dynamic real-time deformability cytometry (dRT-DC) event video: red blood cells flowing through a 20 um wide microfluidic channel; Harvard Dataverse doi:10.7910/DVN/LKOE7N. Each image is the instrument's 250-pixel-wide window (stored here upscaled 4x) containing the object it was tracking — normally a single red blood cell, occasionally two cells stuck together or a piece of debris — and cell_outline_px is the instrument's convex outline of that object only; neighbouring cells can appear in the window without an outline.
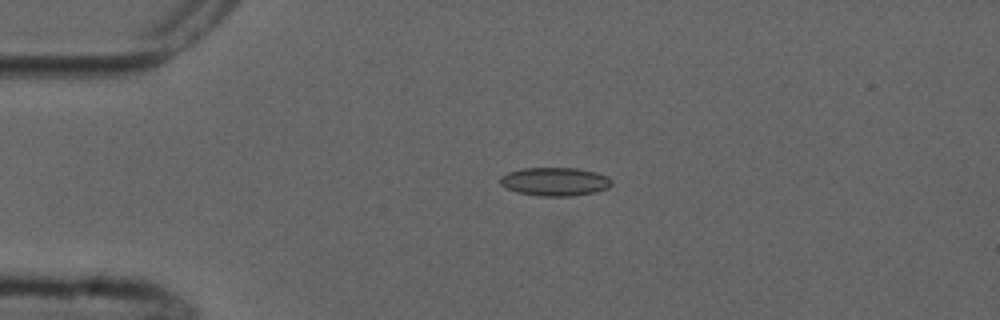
{"species": "common noctule bat (a hibernating species)", "species_latin": "Nyctalus noctula", "temperature_condition": "cold", "stored_images_in_passage": 4, "camera_frame_rate_fps": 3000, "um_per_image_px": 0.085, "animal": {"sex": "male", "forearm_length_mm": 52.5}, "frame": {"image": 1, "passage_image": 3, "time_ms": 2.667, "image_size_px": [1000, 320], "cell_outline_px": [[612, 184], [608, 188], [596, 192], [572, 196], [540, 196], [516, 192], [500, 184], [500, 176], [508, 172], [524, 168], [576, 168], [596, 172], [608, 176], [612, 180]], "centroid_in_image_um": [47.19, 15.44], "position_along_channel_um": 37.8, "area_um2": 18.55}}